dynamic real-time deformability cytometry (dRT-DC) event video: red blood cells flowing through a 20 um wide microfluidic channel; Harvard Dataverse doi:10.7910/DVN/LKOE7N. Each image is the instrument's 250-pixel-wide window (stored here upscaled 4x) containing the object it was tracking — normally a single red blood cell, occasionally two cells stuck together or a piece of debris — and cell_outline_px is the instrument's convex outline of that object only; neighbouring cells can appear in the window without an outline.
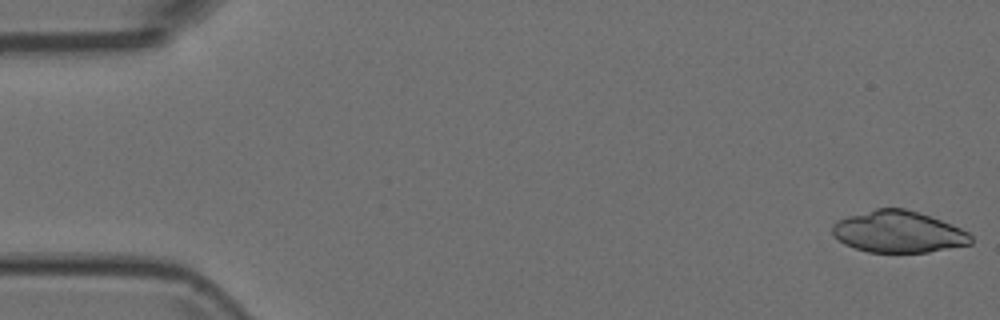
{"species": "Egyptian fruit bat (a non-hibernating species)", "species_latin": "Rousettus aegyptiacus", "temperature_condition": "room temperature", "stored_images_in_passage": 53, "camera_frame_rate_fps": 3000, "um_per_image_px": 0.085, "animal": {"sex": "female"}, "frame": {"image": 1, "passage_image": 1, "time_ms": 0.0, "image_size_px": [1000, 320], "cell_outline_px": [[972, 244], [928, 252], [868, 252], [844, 244], [832, 232], [832, 224], [836, 220], [848, 216], [876, 208], [904, 208], [952, 224], [968, 232], [972, 236]], "centroid_in_image_um": [76.36, 19.71], "position_along_channel_um": 8.6, "area_um2": 33.41}}